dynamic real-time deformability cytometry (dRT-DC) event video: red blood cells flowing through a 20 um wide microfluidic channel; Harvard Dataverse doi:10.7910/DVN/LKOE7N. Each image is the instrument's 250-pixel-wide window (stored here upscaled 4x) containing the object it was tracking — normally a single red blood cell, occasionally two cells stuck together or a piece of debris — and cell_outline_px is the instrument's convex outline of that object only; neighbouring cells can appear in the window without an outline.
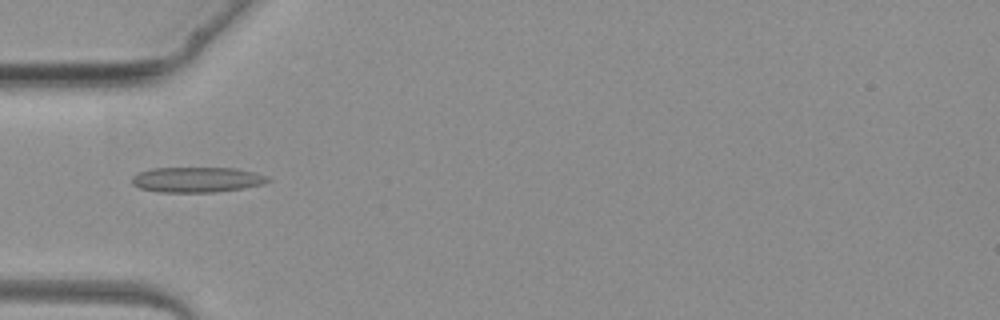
{"species": "common noctule bat (a hibernating species)", "species_latin": "Nyctalus noctula", "temperature_condition": "warm", "stored_images_in_passage": 2, "camera_frame_rate_fps": 3000, "um_per_image_px": 0.085, "animal": {"sex": "female", "body_mass_g": 19.3, "forearm_length_mm": 54.1}, "frame": {"image": 1, "passage_image": 2, "time_ms": 2.0, "image_size_px": [1000, 320], "cell_outline_px": [[272, 180], [264, 184], [240, 188], [212, 192], [160, 192], [140, 188], [132, 184], [132, 176], [140, 172], [152, 168], [236, 168], [256, 172], [268, 176]], "centroid_in_image_um": [16.76, 15.26], "position_along_channel_um": 68.2, "area_um2": 20.0}}